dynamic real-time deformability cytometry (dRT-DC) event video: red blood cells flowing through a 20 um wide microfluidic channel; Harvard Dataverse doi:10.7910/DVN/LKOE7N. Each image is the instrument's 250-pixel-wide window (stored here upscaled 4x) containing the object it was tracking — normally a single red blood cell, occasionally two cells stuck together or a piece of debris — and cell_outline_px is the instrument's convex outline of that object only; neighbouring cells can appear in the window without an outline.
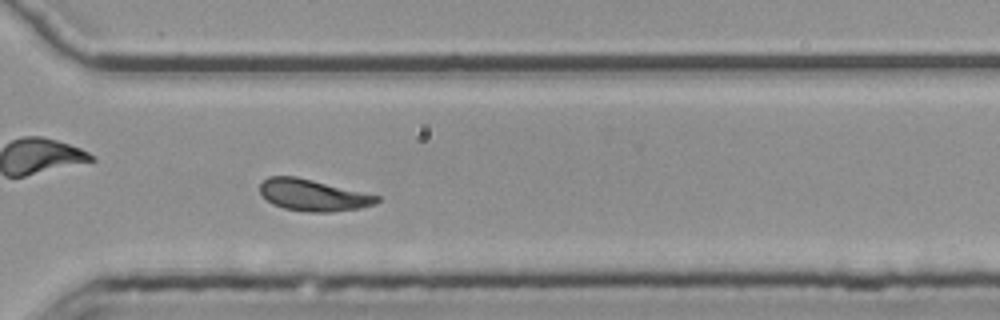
{"species": "common noctule bat (a hibernating species)", "species_latin": "Nyctalus noctula", "temperature_condition": "room temperature", "stored_images_in_passage": 48, "camera_frame_rate_fps": 3000, "um_per_image_px": 0.085, "animal": {"sex": "female", "body_mass_g": 25.1}, "frame": {"image": 1, "passage_image": 35, "time_ms": 11.333, "image_size_px": [1000, 320], "cell_outline_px": [[380, 200], [376, 204], [360, 208], [332, 212], [308, 212], [284, 208], [272, 204], [260, 192], [260, 184], [268, 176], [296, 176], [380, 196]], "centroid_in_image_um": [26.62, 16.59], "position_along_channel_um": 344.0, "area_um2": 21.44}, "authors_computed_cell_mechanics": {"area_um2": 21.8484, "velocity_mm_per_s": 3.7156, "shape_relaxation_time_tau1_ms": null, "shape_relaxation_time_tau2_ms": 2.2791, "deformation_change_tau1": null, "deformation_change_tau2": 0.0936}}